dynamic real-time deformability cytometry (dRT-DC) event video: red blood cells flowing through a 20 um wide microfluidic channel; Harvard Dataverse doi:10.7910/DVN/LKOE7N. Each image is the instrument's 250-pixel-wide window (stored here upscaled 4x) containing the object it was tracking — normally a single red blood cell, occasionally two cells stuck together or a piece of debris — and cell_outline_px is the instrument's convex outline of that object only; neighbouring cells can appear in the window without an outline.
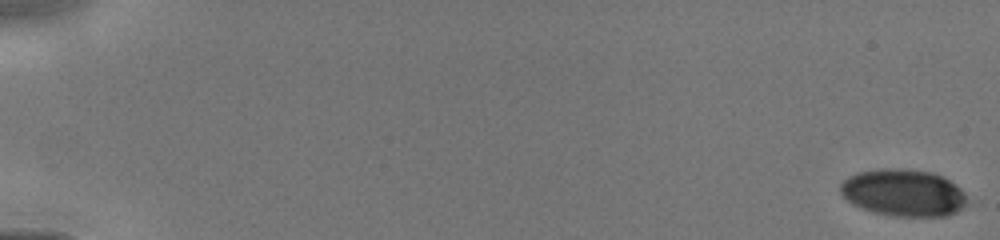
{"species": "human", "species_latin": "Homo sapiens", "temperature_condition": "cold", "stored_images_in_passage": 12, "camera_frame_rate_fps": 3000, "um_per_image_px": 0.085, "donor": {"sex": "male"}, "frame": {"image": 1, "passage_image": 1, "time_ms": 0.0, "image_size_px": [1000, 240], "cell_outline_px": [[968, 204], [956, 212], [948, 216], [892, 216], [872, 212], [852, 204], [840, 192], [840, 184], [848, 176], [856, 172], [884, 168], [900, 168], [932, 172], [948, 180], [960, 188], [964, 192], [968, 200]], "centroid_in_image_um": [76.79, 16.39], "position_along_channel_um": 8.2, "area_um2": 34.91}}
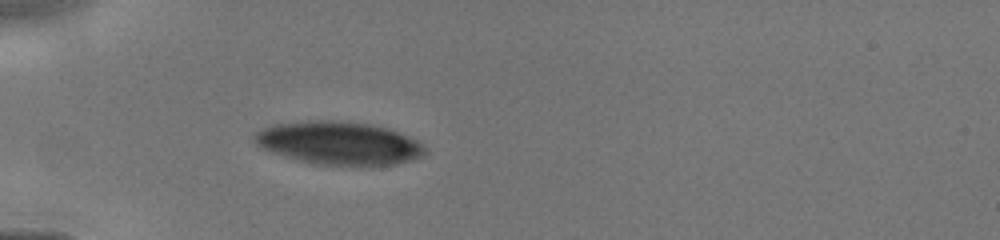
{"frame": {"image": 2, "passage_image": 9, "time_ms": 5.0, "image_size_px": [1000, 240], "cell_outline_px": [[428, 152], [424, 156], [412, 160], [396, 164], [372, 168], [364, 168], [312, 164], [296, 160], [260, 148], [256, 144], [252, 136], [256, 132], [272, 124], [304, 120], [336, 120], [372, 124], [388, 128], [408, 136], [424, 144]], "centroid_in_image_um": [28.84, 12.2], "position_along_channel_um": 56.2, "area_um2": 44.33}}
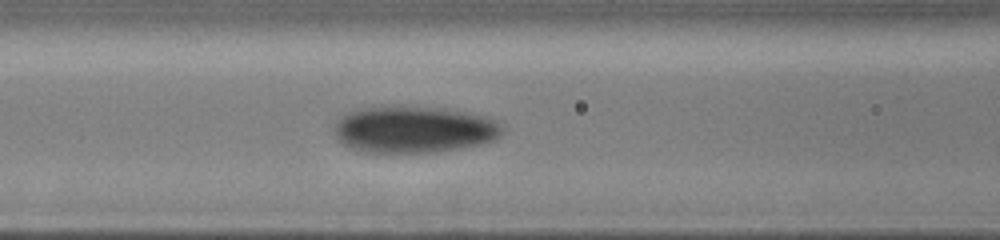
{"frame": {"image": 3, "passage_image": 12, "time_ms": 7.0, "image_size_px": [1000, 240], "cell_outline_px": [[504, 132], [496, 140], [480, 144], [460, 148], [436, 152], [360, 152], [348, 148], [336, 140], [336, 120], [340, 116], [348, 112], [360, 108], [444, 108], [484, 116], [492, 120], [504, 128]], "centroid_in_image_um": [35.16, 11.04], "position_along_channel_um": 131.4, "area_um2": 45.32}}